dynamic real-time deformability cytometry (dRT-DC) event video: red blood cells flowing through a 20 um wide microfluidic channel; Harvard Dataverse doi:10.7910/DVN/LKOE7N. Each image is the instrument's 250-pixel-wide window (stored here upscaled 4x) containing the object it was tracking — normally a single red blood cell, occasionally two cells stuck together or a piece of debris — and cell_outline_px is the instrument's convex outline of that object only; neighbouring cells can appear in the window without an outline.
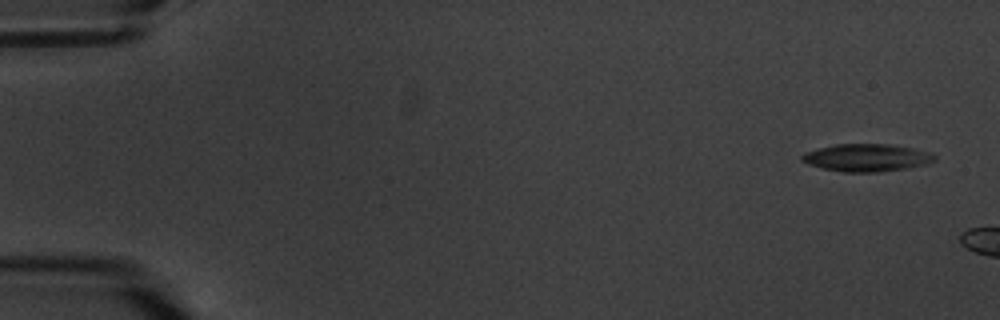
{"species": "common noctule bat (a hibernating species)", "species_latin": "Nyctalus noctula", "temperature_condition": "warm", "stored_images_in_passage": 3, "camera_frame_rate_fps": 3000, "um_per_image_px": 0.085, "animal": {"sex": "male", "body_mass_g": 20.1, "forearm_length_mm": 53.5}, "frame": {"image": 1, "passage_image": 1, "time_ms": 0.0, "image_size_px": [1000, 320], "cell_outline_px": [[936, 160], [928, 164], [908, 168], [876, 172], [844, 172], [820, 168], [808, 164], [800, 160], [800, 156], [804, 152], [816, 148], [836, 144], [888, 144], [916, 148], [932, 152], [936, 156]], "centroid_in_image_um": [73.67, 13.4], "position_along_channel_um": 11.3, "area_um2": 21.68}}